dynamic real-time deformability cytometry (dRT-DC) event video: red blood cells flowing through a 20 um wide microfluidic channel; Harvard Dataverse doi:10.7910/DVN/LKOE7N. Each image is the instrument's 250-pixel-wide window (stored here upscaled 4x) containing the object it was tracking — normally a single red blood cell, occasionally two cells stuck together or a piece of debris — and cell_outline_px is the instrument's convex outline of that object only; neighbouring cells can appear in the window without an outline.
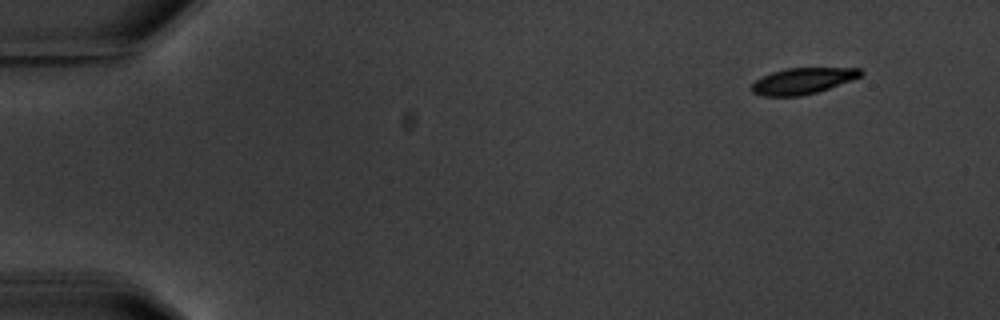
{"species": "common noctule bat (a hibernating species)", "species_latin": "Nyctalus noctula", "temperature_condition": "warm", "stored_images_in_passage": 4, "camera_frame_rate_fps": 3000, "um_per_image_px": 0.085, "animal": {"sex": "male", "body_mass_g": 20.1, "forearm_length_mm": 53.5}, "frame": {"image": 1, "passage_image": 1, "time_ms": 0.0, "image_size_px": [1000, 320], "cell_outline_px": [[864, 72], [860, 76], [852, 80], [816, 92], [800, 96], [764, 96], [752, 92], [752, 84], [756, 80], [772, 72], [784, 68], [860, 68]], "centroid_in_image_um": [68.23, 6.87], "position_along_channel_um": 16.8, "area_um2": 16.42}}